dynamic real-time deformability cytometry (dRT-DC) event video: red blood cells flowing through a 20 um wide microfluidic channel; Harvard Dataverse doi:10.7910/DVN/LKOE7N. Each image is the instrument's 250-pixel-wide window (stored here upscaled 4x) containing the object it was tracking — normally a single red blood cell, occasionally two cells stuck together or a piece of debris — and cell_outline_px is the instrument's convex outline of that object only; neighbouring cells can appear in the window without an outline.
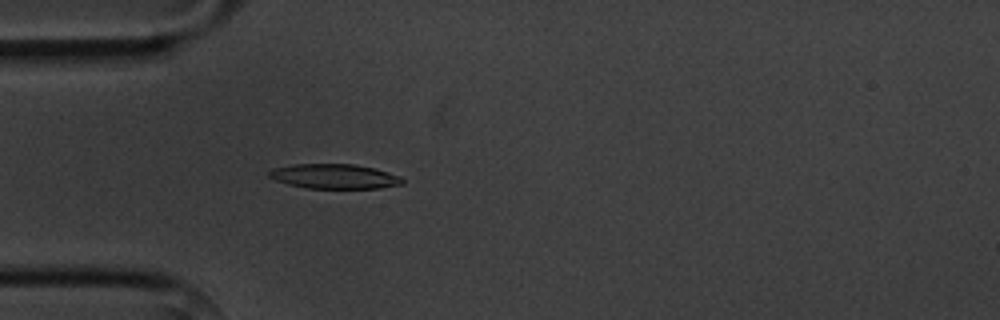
{"species": "common noctule bat (a hibernating species)", "species_latin": "Nyctalus noctula", "temperature_condition": "cold", "stored_images_in_passage": 4, "camera_frame_rate_fps": 3000, "um_per_image_px": 0.085, "animal": {"sex": "male", "body_mass_g": 20.1, "forearm_length_mm": 53.5}, "frame": {"image": 1, "passage_image": 4, "time_ms": 4.333, "image_size_px": [1000, 320], "cell_outline_px": [[404, 184], [380, 188], [308, 188], [288, 184], [276, 180], [268, 176], [268, 172], [272, 168], [296, 164], [356, 164], [372, 168], [400, 176], [404, 180]], "centroid_in_image_um": [28.42, 14.99], "position_along_channel_um": 56.6, "area_um2": 19.07}}